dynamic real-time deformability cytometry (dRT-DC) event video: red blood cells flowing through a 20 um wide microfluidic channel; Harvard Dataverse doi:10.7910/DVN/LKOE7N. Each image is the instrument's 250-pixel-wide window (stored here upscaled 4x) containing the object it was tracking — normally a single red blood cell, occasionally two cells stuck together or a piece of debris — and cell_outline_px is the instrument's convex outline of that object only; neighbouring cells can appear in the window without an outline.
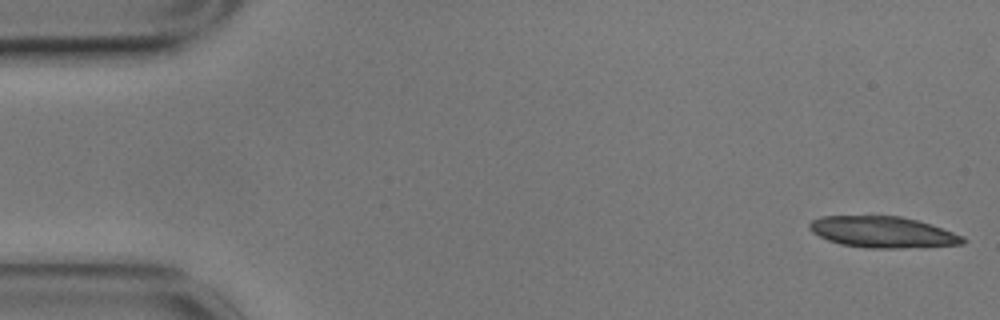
{"species": "common noctule bat (a hibernating species)", "species_latin": "Nyctalus noctula", "temperature_condition": "cold", "stored_images_in_passage": 35, "camera_frame_rate_fps": 3000, "um_per_image_px": 0.085, "animal": {"sex": "male", "body_mass_g": 17.9}, "frame": {"image": 1, "passage_image": 1, "time_ms": 0.0, "image_size_px": [1000, 320], "cell_outline_px": [[968, 240], [964, 244], [904, 248], [864, 248], [840, 244], [828, 240], [812, 232], [808, 228], [808, 224], [812, 220], [820, 216], [900, 216], [932, 224], [964, 236]], "centroid_in_image_um": [75.05, 19.73], "position_along_channel_um": 10.0, "area_um2": 28.09}}